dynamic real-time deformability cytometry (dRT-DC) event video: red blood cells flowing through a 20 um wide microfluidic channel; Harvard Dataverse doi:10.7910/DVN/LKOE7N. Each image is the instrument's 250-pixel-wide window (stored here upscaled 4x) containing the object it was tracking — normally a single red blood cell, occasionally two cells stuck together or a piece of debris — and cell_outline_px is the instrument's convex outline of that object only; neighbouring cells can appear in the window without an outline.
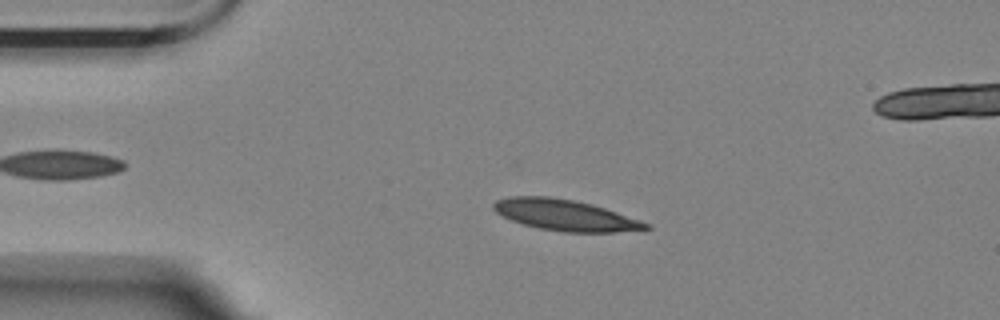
{"species": "Egyptian fruit bat (a non-hibernating species)", "species_latin": "Rousettus aegyptiacus", "temperature_condition": "room temperature", "stored_images_in_passage": 45, "camera_frame_rate_fps": 3000, "um_per_image_px": 0.085, "animal": {"sex": "female"}, "frame": {"image": 1, "passage_image": 1, "time_ms": 0.0, "image_size_px": [1000, 320], "cell_outline_px": [[652, 228], [616, 232], [564, 232], [540, 228], [524, 224], [512, 220], [496, 212], [492, 208], [492, 204], [496, 200], [512, 196], [548, 196], [572, 200], [592, 204], [652, 224]], "centroid_in_image_um": [48.04, 18.28], "position_along_channel_um": 37.0, "area_um2": 27.28}}
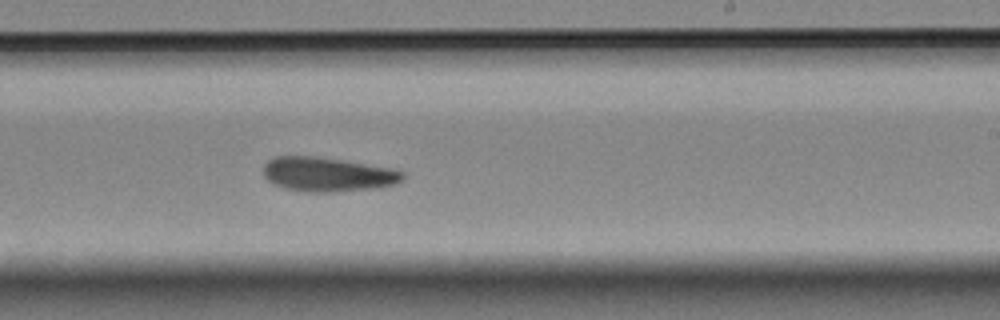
{"frame": {"image": 2, "passage_image": 23, "time_ms": 7.333, "image_size_px": [1000, 320], "cell_outline_px": [[404, 180], [396, 184], [376, 188], [332, 192], [304, 192], [284, 188], [272, 184], [264, 176], [264, 164], [268, 160], [276, 156], [312, 156], [340, 160], [392, 168], [404, 172]], "centroid_in_image_um": [27.84, 14.83], "position_along_channel_um": 261.2, "area_um2": 27.92}}
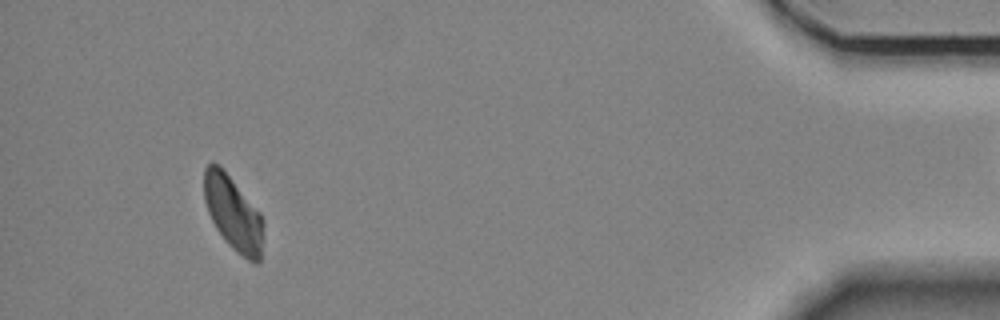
{"frame": {"image": 3, "passage_image": 42, "time_ms": 13.667, "image_size_px": [1000, 320], "cell_outline_px": [[264, 224], [260, 260], [256, 264], [248, 260], [236, 252], [228, 244], [216, 228], [208, 212], [204, 200], [204, 168], [212, 160], [228, 176], [260, 212], [264, 220]], "centroid_in_image_um": [19.82, 18.17], "position_along_channel_um": 415.4, "area_um2": 25.37}, "authors_computed_cell_mechanics": {"area_um2": 26.877, "velocity_mm_per_s": 3.4825, "shape_relaxation_time_tau1_ms": null, "shape_relaxation_time_tau2_ms": 4.9287, "deformation_change_tau1": null, "deformation_change_tau2": 0.1172}}